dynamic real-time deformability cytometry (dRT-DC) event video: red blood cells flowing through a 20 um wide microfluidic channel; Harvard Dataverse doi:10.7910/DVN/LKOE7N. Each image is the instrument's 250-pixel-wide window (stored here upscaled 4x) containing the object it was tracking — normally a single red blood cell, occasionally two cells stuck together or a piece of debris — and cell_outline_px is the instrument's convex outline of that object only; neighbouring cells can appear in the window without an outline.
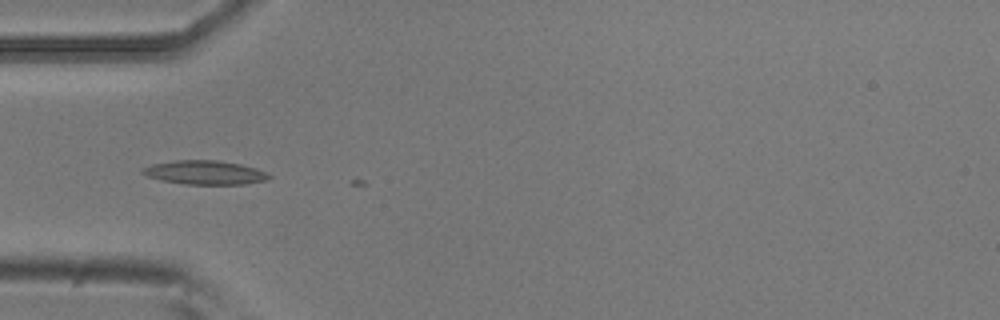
{"species": "common noctule bat (a hibernating species)", "species_latin": "Nyctalus noctula", "temperature_condition": "room temperature", "stored_images_in_passage": 3, "camera_frame_rate_fps": 3000, "um_per_image_px": 0.085, "animal": {"sex": "male", "body_mass_g": 20.5, "forearm_length_mm": 52.5}, "frame": {"image": 1, "passage_image": 2, "time_ms": 0.333, "image_size_px": [1000, 320], "cell_outline_px": [[272, 176], [264, 180], [244, 184], [184, 184], [160, 180], [148, 176], [140, 172], [140, 168], [152, 164], [172, 160], [216, 160], [240, 164], [256, 168], [268, 172]], "centroid_in_image_um": [17.37, 14.65], "position_along_channel_um": 67.6, "area_um2": 17.69}}